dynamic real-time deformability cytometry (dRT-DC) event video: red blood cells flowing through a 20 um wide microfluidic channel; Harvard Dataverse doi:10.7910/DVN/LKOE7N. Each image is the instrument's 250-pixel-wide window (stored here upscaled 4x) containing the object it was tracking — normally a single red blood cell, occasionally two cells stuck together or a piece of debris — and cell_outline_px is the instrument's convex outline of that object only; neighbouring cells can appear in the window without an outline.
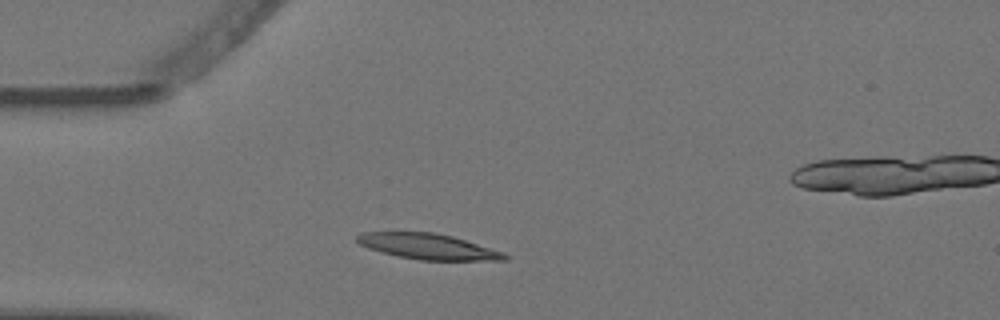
{"species": "Egyptian fruit bat (a non-hibernating species)", "species_latin": "Rousettus aegyptiacus", "temperature_condition": "warm", "stored_images_in_passage": 3, "camera_frame_rate_fps": 3000, "um_per_image_px": 0.085, "animal": {"sex": "female"}, "frame": {"image": 1, "passage_image": 2, "time_ms": 0.333, "image_size_px": [1000, 320], "cell_outline_px": [[508, 260], [420, 260], [396, 256], [380, 252], [368, 248], [360, 244], [356, 240], [356, 236], [360, 232], [436, 232], [452, 236], [504, 252], [508, 256]], "centroid_in_image_um": [36.36, 20.95], "position_along_channel_um": 48.6, "area_um2": 22.08}}